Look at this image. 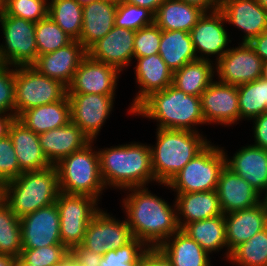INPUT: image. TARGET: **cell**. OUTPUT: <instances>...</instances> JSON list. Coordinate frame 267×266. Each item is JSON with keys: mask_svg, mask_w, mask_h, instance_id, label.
<instances>
[{"mask_svg": "<svg viewBox=\"0 0 267 266\" xmlns=\"http://www.w3.org/2000/svg\"><path fill=\"white\" fill-rule=\"evenodd\" d=\"M124 191L128 193L122 199L127 216L125 219L134 238L148 248H158L180 230L175 201L174 206L169 205L164 199L152 194L146 186Z\"/></svg>", "mask_w": 267, "mask_h": 266, "instance_id": "cell-1", "label": "cell"}, {"mask_svg": "<svg viewBox=\"0 0 267 266\" xmlns=\"http://www.w3.org/2000/svg\"><path fill=\"white\" fill-rule=\"evenodd\" d=\"M105 187L126 190L156 181L149 145L138 142L98 150Z\"/></svg>", "mask_w": 267, "mask_h": 266, "instance_id": "cell-2", "label": "cell"}, {"mask_svg": "<svg viewBox=\"0 0 267 266\" xmlns=\"http://www.w3.org/2000/svg\"><path fill=\"white\" fill-rule=\"evenodd\" d=\"M133 115L155 120L161 129L198 132L195 126L205 124L200 96L188 95L173 85L152 93Z\"/></svg>", "mask_w": 267, "mask_h": 266, "instance_id": "cell-3", "label": "cell"}, {"mask_svg": "<svg viewBox=\"0 0 267 266\" xmlns=\"http://www.w3.org/2000/svg\"><path fill=\"white\" fill-rule=\"evenodd\" d=\"M198 132L157 128L156 143L150 145L154 178L167 184L210 141Z\"/></svg>", "mask_w": 267, "mask_h": 266, "instance_id": "cell-4", "label": "cell"}, {"mask_svg": "<svg viewBox=\"0 0 267 266\" xmlns=\"http://www.w3.org/2000/svg\"><path fill=\"white\" fill-rule=\"evenodd\" d=\"M59 193L56 166L39 171H25L2 185V199L19 219L55 203Z\"/></svg>", "mask_w": 267, "mask_h": 266, "instance_id": "cell-5", "label": "cell"}, {"mask_svg": "<svg viewBox=\"0 0 267 266\" xmlns=\"http://www.w3.org/2000/svg\"><path fill=\"white\" fill-rule=\"evenodd\" d=\"M93 142L55 165L58 170L60 192L87 195L98 200L101 198L106 187L100 174L99 154L95 151Z\"/></svg>", "mask_w": 267, "mask_h": 266, "instance_id": "cell-6", "label": "cell"}, {"mask_svg": "<svg viewBox=\"0 0 267 266\" xmlns=\"http://www.w3.org/2000/svg\"><path fill=\"white\" fill-rule=\"evenodd\" d=\"M224 150L209 142L164 186L176 193L216 190L220 172L226 165Z\"/></svg>", "mask_w": 267, "mask_h": 266, "instance_id": "cell-7", "label": "cell"}, {"mask_svg": "<svg viewBox=\"0 0 267 266\" xmlns=\"http://www.w3.org/2000/svg\"><path fill=\"white\" fill-rule=\"evenodd\" d=\"M67 86L39 73L34 67L15 66V115L41 105L62 100Z\"/></svg>", "mask_w": 267, "mask_h": 266, "instance_id": "cell-8", "label": "cell"}, {"mask_svg": "<svg viewBox=\"0 0 267 266\" xmlns=\"http://www.w3.org/2000/svg\"><path fill=\"white\" fill-rule=\"evenodd\" d=\"M4 43L0 44V63L11 66H30L38 57L35 40L36 23L5 15L0 10Z\"/></svg>", "mask_w": 267, "mask_h": 266, "instance_id": "cell-9", "label": "cell"}, {"mask_svg": "<svg viewBox=\"0 0 267 266\" xmlns=\"http://www.w3.org/2000/svg\"><path fill=\"white\" fill-rule=\"evenodd\" d=\"M99 201L87 195L58 194L56 206L60 219V236L62 245L68 250L82 244L88 223L100 210Z\"/></svg>", "mask_w": 267, "mask_h": 266, "instance_id": "cell-10", "label": "cell"}, {"mask_svg": "<svg viewBox=\"0 0 267 266\" xmlns=\"http://www.w3.org/2000/svg\"><path fill=\"white\" fill-rule=\"evenodd\" d=\"M134 239L125 220H118L100 209L88 223L82 246L104 255L108 250L118 249Z\"/></svg>", "mask_w": 267, "mask_h": 266, "instance_id": "cell-11", "label": "cell"}, {"mask_svg": "<svg viewBox=\"0 0 267 266\" xmlns=\"http://www.w3.org/2000/svg\"><path fill=\"white\" fill-rule=\"evenodd\" d=\"M238 45L230 48L215 63V75L219 82L240 86L261 78L262 59L248 43Z\"/></svg>", "mask_w": 267, "mask_h": 266, "instance_id": "cell-12", "label": "cell"}, {"mask_svg": "<svg viewBox=\"0 0 267 266\" xmlns=\"http://www.w3.org/2000/svg\"><path fill=\"white\" fill-rule=\"evenodd\" d=\"M70 101L71 122L76 124L91 141L97 139L101 127L109 118L115 95L67 94Z\"/></svg>", "mask_w": 267, "mask_h": 266, "instance_id": "cell-13", "label": "cell"}, {"mask_svg": "<svg viewBox=\"0 0 267 266\" xmlns=\"http://www.w3.org/2000/svg\"><path fill=\"white\" fill-rule=\"evenodd\" d=\"M225 23L227 24L224 14L216 10L205 12L193 26L189 33L198 59L211 60L208 56L215 55L216 63L230 49L227 48L231 40Z\"/></svg>", "mask_w": 267, "mask_h": 266, "instance_id": "cell-14", "label": "cell"}, {"mask_svg": "<svg viewBox=\"0 0 267 266\" xmlns=\"http://www.w3.org/2000/svg\"><path fill=\"white\" fill-rule=\"evenodd\" d=\"M120 73L114 66L96 61L87 54L67 86V94L116 95Z\"/></svg>", "mask_w": 267, "mask_h": 266, "instance_id": "cell-15", "label": "cell"}, {"mask_svg": "<svg viewBox=\"0 0 267 266\" xmlns=\"http://www.w3.org/2000/svg\"><path fill=\"white\" fill-rule=\"evenodd\" d=\"M23 249L62 245L56 202L20 218Z\"/></svg>", "mask_w": 267, "mask_h": 266, "instance_id": "cell-16", "label": "cell"}, {"mask_svg": "<svg viewBox=\"0 0 267 266\" xmlns=\"http://www.w3.org/2000/svg\"><path fill=\"white\" fill-rule=\"evenodd\" d=\"M205 124L232 126L239 121L238 88L214 80L200 95Z\"/></svg>", "mask_w": 267, "mask_h": 266, "instance_id": "cell-17", "label": "cell"}, {"mask_svg": "<svg viewBox=\"0 0 267 266\" xmlns=\"http://www.w3.org/2000/svg\"><path fill=\"white\" fill-rule=\"evenodd\" d=\"M135 31L114 26L87 54L94 60L114 66L120 72L134 59Z\"/></svg>", "mask_w": 267, "mask_h": 266, "instance_id": "cell-18", "label": "cell"}, {"mask_svg": "<svg viewBox=\"0 0 267 266\" xmlns=\"http://www.w3.org/2000/svg\"><path fill=\"white\" fill-rule=\"evenodd\" d=\"M134 59L137 60L134 73L135 80L140 90H138L128 110L132 115L134 110L152 93L164 90L173 82V71L159 54L134 57Z\"/></svg>", "mask_w": 267, "mask_h": 266, "instance_id": "cell-19", "label": "cell"}, {"mask_svg": "<svg viewBox=\"0 0 267 266\" xmlns=\"http://www.w3.org/2000/svg\"><path fill=\"white\" fill-rule=\"evenodd\" d=\"M219 10L226 22L244 32L242 43L267 30V10L257 0H221Z\"/></svg>", "mask_w": 267, "mask_h": 266, "instance_id": "cell-20", "label": "cell"}, {"mask_svg": "<svg viewBox=\"0 0 267 266\" xmlns=\"http://www.w3.org/2000/svg\"><path fill=\"white\" fill-rule=\"evenodd\" d=\"M86 55L87 51L81 42L73 40L67 46L54 52L39 55L31 66L39 73L59 80L65 86H68L80 62Z\"/></svg>", "mask_w": 267, "mask_h": 266, "instance_id": "cell-21", "label": "cell"}, {"mask_svg": "<svg viewBox=\"0 0 267 266\" xmlns=\"http://www.w3.org/2000/svg\"><path fill=\"white\" fill-rule=\"evenodd\" d=\"M223 214L250 209L262 202L261 195L226 165L216 188Z\"/></svg>", "mask_w": 267, "mask_h": 266, "instance_id": "cell-22", "label": "cell"}, {"mask_svg": "<svg viewBox=\"0 0 267 266\" xmlns=\"http://www.w3.org/2000/svg\"><path fill=\"white\" fill-rule=\"evenodd\" d=\"M224 218L227 240V250L224 254L226 260L237 246L267 228V208L262 202L250 209L224 214Z\"/></svg>", "mask_w": 267, "mask_h": 266, "instance_id": "cell-23", "label": "cell"}, {"mask_svg": "<svg viewBox=\"0 0 267 266\" xmlns=\"http://www.w3.org/2000/svg\"><path fill=\"white\" fill-rule=\"evenodd\" d=\"M117 5L118 2L114 0H96L83 5L82 31L78 41L86 51L115 26Z\"/></svg>", "mask_w": 267, "mask_h": 266, "instance_id": "cell-24", "label": "cell"}, {"mask_svg": "<svg viewBox=\"0 0 267 266\" xmlns=\"http://www.w3.org/2000/svg\"><path fill=\"white\" fill-rule=\"evenodd\" d=\"M226 166L247 181L262 197L267 190V149L246 145L227 158Z\"/></svg>", "mask_w": 267, "mask_h": 266, "instance_id": "cell-25", "label": "cell"}, {"mask_svg": "<svg viewBox=\"0 0 267 266\" xmlns=\"http://www.w3.org/2000/svg\"><path fill=\"white\" fill-rule=\"evenodd\" d=\"M38 137L42 151L52 166L91 142L90 138L71 121L64 127L41 133Z\"/></svg>", "mask_w": 267, "mask_h": 266, "instance_id": "cell-26", "label": "cell"}, {"mask_svg": "<svg viewBox=\"0 0 267 266\" xmlns=\"http://www.w3.org/2000/svg\"><path fill=\"white\" fill-rule=\"evenodd\" d=\"M176 194L175 203L180 229L188 223L223 215L216 190Z\"/></svg>", "mask_w": 267, "mask_h": 266, "instance_id": "cell-27", "label": "cell"}, {"mask_svg": "<svg viewBox=\"0 0 267 266\" xmlns=\"http://www.w3.org/2000/svg\"><path fill=\"white\" fill-rule=\"evenodd\" d=\"M9 136L12 139L20 169L39 171L51 167L39 143L38 134L27 128L17 118L11 124Z\"/></svg>", "mask_w": 267, "mask_h": 266, "instance_id": "cell-28", "label": "cell"}, {"mask_svg": "<svg viewBox=\"0 0 267 266\" xmlns=\"http://www.w3.org/2000/svg\"><path fill=\"white\" fill-rule=\"evenodd\" d=\"M17 119L38 135L64 127L71 121L69 98L66 95L57 102L31 108Z\"/></svg>", "mask_w": 267, "mask_h": 266, "instance_id": "cell-29", "label": "cell"}, {"mask_svg": "<svg viewBox=\"0 0 267 266\" xmlns=\"http://www.w3.org/2000/svg\"><path fill=\"white\" fill-rule=\"evenodd\" d=\"M172 266H211L210 255L181 229L158 247Z\"/></svg>", "mask_w": 267, "mask_h": 266, "instance_id": "cell-30", "label": "cell"}, {"mask_svg": "<svg viewBox=\"0 0 267 266\" xmlns=\"http://www.w3.org/2000/svg\"><path fill=\"white\" fill-rule=\"evenodd\" d=\"M205 11L181 0H165L154 14V23L161 30L190 32Z\"/></svg>", "mask_w": 267, "mask_h": 266, "instance_id": "cell-31", "label": "cell"}, {"mask_svg": "<svg viewBox=\"0 0 267 266\" xmlns=\"http://www.w3.org/2000/svg\"><path fill=\"white\" fill-rule=\"evenodd\" d=\"M159 55L173 72L198 59L190 33L181 30H162Z\"/></svg>", "mask_w": 267, "mask_h": 266, "instance_id": "cell-32", "label": "cell"}, {"mask_svg": "<svg viewBox=\"0 0 267 266\" xmlns=\"http://www.w3.org/2000/svg\"><path fill=\"white\" fill-rule=\"evenodd\" d=\"M213 62L197 59L185 64L173 72L172 85L188 95L200 96L215 78Z\"/></svg>", "mask_w": 267, "mask_h": 266, "instance_id": "cell-33", "label": "cell"}, {"mask_svg": "<svg viewBox=\"0 0 267 266\" xmlns=\"http://www.w3.org/2000/svg\"><path fill=\"white\" fill-rule=\"evenodd\" d=\"M181 230L196 241L209 255L227 248L224 214L188 223Z\"/></svg>", "mask_w": 267, "mask_h": 266, "instance_id": "cell-34", "label": "cell"}, {"mask_svg": "<svg viewBox=\"0 0 267 266\" xmlns=\"http://www.w3.org/2000/svg\"><path fill=\"white\" fill-rule=\"evenodd\" d=\"M239 121L267 112V81L263 78L237 86ZM241 119V120H240Z\"/></svg>", "mask_w": 267, "mask_h": 266, "instance_id": "cell-35", "label": "cell"}, {"mask_svg": "<svg viewBox=\"0 0 267 266\" xmlns=\"http://www.w3.org/2000/svg\"><path fill=\"white\" fill-rule=\"evenodd\" d=\"M83 6L76 0H51L48 15L73 40H79L82 31Z\"/></svg>", "mask_w": 267, "mask_h": 266, "instance_id": "cell-36", "label": "cell"}, {"mask_svg": "<svg viewBox=\"0 0 267 266\" xmlns=\"http://www.w3.org/2000/svg\"><path fill=\"white\" fill-rule=\"evenodd\" d=\"M20 219L0 199V253L19 258L22 252Z\"/></svg>", "mask_w": 267, "mask_h": 266, "instance_id": "cell-37", "label": "cell"}, {"mask_svg": "<svg viewBox=\"0 0 267 266\" xmlns=\"http://www.w3.org/2000/svg\"><path fill=\"white\" fill-rule=\"evenodd\" d=\"M228 261L238 266H267V228L237 246Z\"/></svg>", "mask_w": 267, "mask_h": 266, "instance_id": "cell-38", "label": "cell"}, {"mask_svg": "<svg viewBox=\"0 0 267 266\" xmlns=\"http://www.w3.org/2000/svg\"><path fill=\"white\" fill-rule=\"evenodd\" d=\"M35 40L38 56L54 52L73 41L49 15L36 23Z\"/></svg>", "mask_w": 267, "mask_h": 266, "instance_id": "cell-39", "label": "cell"}, {"mask_svg": "<svg viewBox=\"0 0 267 266\" xmlns=\"http://www.w3.org/2000/svg\"><path fill=\"white\" fill-rule=\"evenodd\" d=\"M50 0H4L0 10L14 16L37 23L48 16Z\"/></svg>", "mask_w": 267, "mask_h": 266, "instance_id": "cell-40", "label": "cell"}, {"mask_svg": "<svg viewBox=\"0 0 267 266\" xmlns=\"http://www.w3.org/2000/svg\"><path fill=\"white\" fill-rule=\"evenodd\" d=\"M115 26L137 31L154 24V13L147 8L119 1L115 15Z\"/></svg>", "mask_w": 267, "mask_h": 266, "instance_id": "cell-41", "label": "cell"}, {"mask_svg": "<svg viewBox=\"0 0 267 266\" xmlns=\"http://www.w3.org/2000/svg\"><path fill=\"white\" fill-rule=\"evenodd\" d=\"M64 245H50L35 249H22L15 264H32L33 266H58L68 255Z\"/></svg>", "mask_w": 267, "mask_h": 266, "instance_id": "cell-42", "label": "cell"}, {"mask_svg": "<svg viewBox=\"0 0 267 266\" xmlns=\"http://www.w3.org/2000/svg\"><path fill=\"white\" fill-rule=\"evenodd\" d=\"M147 249L142 241L134 238L118 249L108 250L103 255L100 266H136Z\"/></svg>", "mask_w": 267, "mask_h": 266, "instance_id": "cell-43", "label": "cell"}, {"mask_svg": "<svg viewBox=\"0 0 267 266\" xmlns=\"http://www.w3.org/2000/svg\"><path fill=\"white\" fill-rule=\"evenodd\" d=\"M22 173L12 139L8 135L0 139V184L3 185Z\"/></svg>", "mask_w": 267, "mask_h": 266, "instance_id": "cell-44", "label": "cell"}, {"mask_svg": "<svg viewBox=\"0 0 267 266\" xmlns=\"http://www.w3.org/2000/svg\"><path fill=\"white\" fill-rule=\"evenodd\" d=\"M162 30L154 23L135 31L134 57L159 54Z\"/></svg>", "mask_w": 267, "mask_h": 266, "instance_id": "cell-45", "label": "cell"}, {"mask_svg": "<svg viewBox=\"0 0 267 266\" xmlns=\"http://www.w3.org/2000/svg\"><path fill=\"white\" fill-rule=\"evenodd\" d=\"M0 114L15 115V66L1 63Z\"/></svg>", "mask_w": 267, "mask_h": 266, "instance_id": "cell-46", "label": "cell"}, {"mask_svg": "<svg viewBox=\"0 0 267 266\" xmlns=\"http://www.w3.org/2000/svg\"><path fill=\"white\" fill-rule=\"evenodd\" d=\"M69 254L79 266H100L102 255L84 248L82 245L69 249Z\"/></svg>", "mask_w": 267, "mask_h": 266, "instance_id": "cell-47", "label": "cell"}, {"mask_svg": "<svg viewBox=\"0 0 267 266\" xmlns=\"http://www.w3.org/2000/svg\"><path fill=\"white\" fill-rule=\"evenodd\" d=\"M254 144L253 146L267 149V112L254 117Z\"/></svg>", "mask_w": 267, "mask_h": 266, "instance_id": "cell-48", "label": "cell"}, {"mask_svg": "<svg viewBox=\"0 0 267 266\" xmlns=\"http://www.w3.org/2000/svg\"><path fill=\"white\" fill-rule=\"evenodd\" d=\"M248 44L263 62L267 60V30L253 38Z\"/></svg>", "mask_w": 267, "mask_h": 266, "instance_id": "cell-49", "label": "cell"}, {"mask_svg": "<svg viewBox=\"0 0 267 266\" xmlns=\"http://www.w3.org/2000/svg\"><path fill=\"white\" fill-rule=\"evenodd\" d=\"M181 1L198 6L205 12H213L219 10L221 0H181Z\"/></svg>", "mask_w": 267, "mask_h": 266, "instance_id": "cell-50", "label": "cell"}, {"mask_svg": "<svg viewBox=\"0 0 267 266\" xmlns=\"http://www.w3.org/2000/svg\"><path fill=\"white\" fill-rule=\"evenodd\" d=\"M151 266H172V263L159 248H151Z\"/></svg>", "mask_w": 267, "mask_h": 266, "instance_id": "cell-51", "label": "cell"}, {"mask_svg": "<svg viewBox=\"0 0 267 266\" xmlns=\"http://www.w3.org/2000/svg\"><path fill=\"white\" fill-rule=\"evenodd\" d=\"M121 1L132 4V5H136L139 7L147 8L155 14L158 10V7L165 0H121Z\"/></svg>", "mask_w": 267, "mask_h": 266, "instance_id": "cell-52", "label": "cell"}, {"mask_svg": "<svg viewBox=\"0 0 267 266\" xmlns=\"http://www.w3.org/2000/svg\"><path fill=\"white\" fill-rule=\"evenodd\" d=\"M16 118V115L0 114V139L9 135L11 124Z\"/></svg>", "mask_w": 267, "mask_h": 266, "instance_id": "cell-53", "label": "cell"}, {"mask_svg": "<svg viewBox=\"0 0 267 266\" xmlns=\"http://www.w3.org/2000/svg\"><path fill=\"white\" fill-rule=\"evenodd\" d=\"M16 258L0 253V266H15Z\"/></svg>", "mask_w": 267, "mask_h": 266, "instance_id": "cell-54", "label": "cell"}, {"mask_svg": "<svg viewBox=\"0 0 267 266\" xmlns=\"http://www.w3.org/2000/svg\"><path fill=\"white\" fill-rule=\"evenodd\" d=\"M136 266H151V248L145 251L144 257L137 263Z\"/></svg>", "mask_w": 267, "mask_h": 266, "instance_id": "cell-55", "label": "cell"}, {"mask_svg": "<svg viewBox=\"0 0 267 266\" xmlns=\"http://www.w3.org/2000/svg\"><path fill=\"white\" fill-rule=\"evenodd\" d=\"M58 266H79L75 259L68 253Z\"/></svg>", "mask_w": 267, "mask_h": 266, "instance_id": "cell-56", "label": "cell"}, {"mask_svg": "<svg viewBox=\"0 0 267 266\" xmlns=\"http://www.w3.org/2000/svg\"><path fill=\"white\" fill-rule=\"evenodd\" d=\"M261 78L267 81V60L263 62Z\"/></svg>", "mask_w": 267, "mask_h": 266, "instance_id": "cell-57", "label": "cell"}, {"mask_svg": "<svg viewBox=\"0 0 267 266\" xmlns=\"http://www.w3.org/2000/svg\"><path fill=\"white\" fill-rule=\"evenodd\" d=\"M80 5H85V4H89V3H92L93 1H96V0H76Z\"/></svg>", "mask_w": 267, "mask_h": 266, "instance_id": "cell-58", "label": "cell"}, {"mask_svg": "<svg viewBox=\"0 0 267 266\" xmlns=\"http://www.w3.org/2000/svg\"><path fill=\"white\" fill-rule=\"evenodd\" d=\"M257 2L267 10V0H257Z\"/></svg>", "mask_w": 267, "mask_h": 266, "instance_id": "cell-59", "label": "cell"}, {"mask_svg": "<svg viewBox=\"0 0 267 266\" xmlns=\"http://www.w3.org/2000/svg\"><path fill=\"white\" fill-rule=\"evenodd\" d=\"M265 195H262V203L265 205V207L267 208V190L264 193Z\"/></svg>", "mask_w": 267, "mask_h": 266, "instance_id": "cell-60", "label": "cell"}, {"mask_svg": "<svg viewBox=\"0 0 267 266\" xmlns=\"http://www.w3.org/2000/svg\"><path fill=\"white\" fill-rule=\"evenodd\" d=\"M15 266H33V265L32 264H15Z\"/></svg>", "mask_w": 267, "mask_h": 266, "instance_id": "cell-61", "label": "cell"}, {"mask_svg": "<svg viewBox=\"0 0 267 266\" xmlns=\"http://www.w3.org/2000/svg\"><path fill=\"white\" fill-rule=\"evenodd\" d=\"M2 198V185L0 184V199Z\"/></svg>", "mask_w": 267, "mask_h": 266, "instance_id": "cell-62", "label": "cell"}]
</instances>
